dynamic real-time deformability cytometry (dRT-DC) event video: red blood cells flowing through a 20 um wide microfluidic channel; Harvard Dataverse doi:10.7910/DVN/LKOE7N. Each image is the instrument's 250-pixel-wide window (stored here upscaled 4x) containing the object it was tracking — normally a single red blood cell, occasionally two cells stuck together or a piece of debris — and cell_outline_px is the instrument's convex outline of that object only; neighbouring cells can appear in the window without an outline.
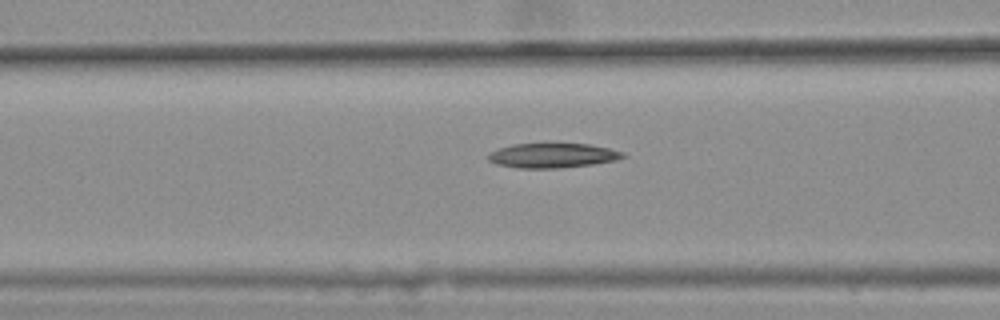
{"species": "common noctule bat (a hibernating species)", "species_latin": "Nyctalus noctula", "temperature_condition": "warm", "stored_images_in_passage": 27, "camera_frame_rate_fps": 3000, "um_per_image_px": 0.085, "animal": {"sex": "female", "body_mass_g": 25.1}, "frame": {"image": 1, "passage_image": 5, "time_ms": 1.333, "image_size_px": [1000, 320], "cell_outline_px": [[624, 156], [616, 160], [592, 164], [556, 168], [516, 168], [496, 164], [488, 160], [488, 156], [492, 152], [500, 148], [512, 144], [592, 144], [624, 152]], "centroid_in_image_um": [46.96, 13.22], "position_along_channel_um": 119.6, "area_um2": 19.07}}
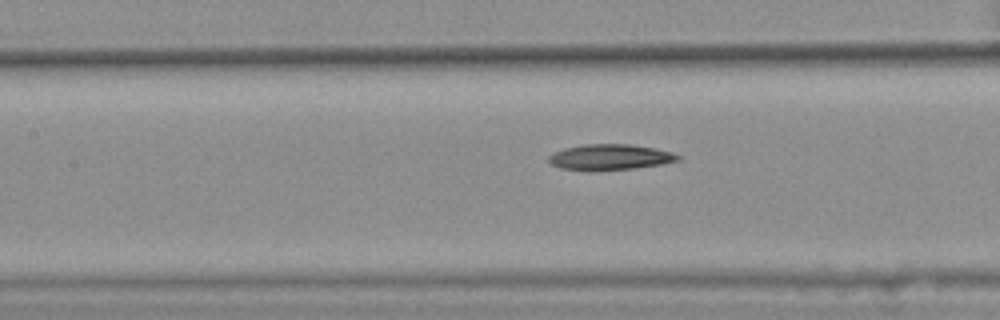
{"frame": {"image": 2, "passage_image": 8, "time_ms": 2.333, "image_size_px": [1000, 320], "cell_outline_px": [[680, 160], [660, 164], [632, 168], [596, 172], [588, 172], [560, 168], [552, 164], [548, 160], [548, 156], [564, 148], [584, 144], [632, 144], [656, 148], [672, 152], [680, 156]], "centroid_in_image_um": [51.82, 13.37], "position_along_channel_um": 155.6, "area_um2": 19.65}}
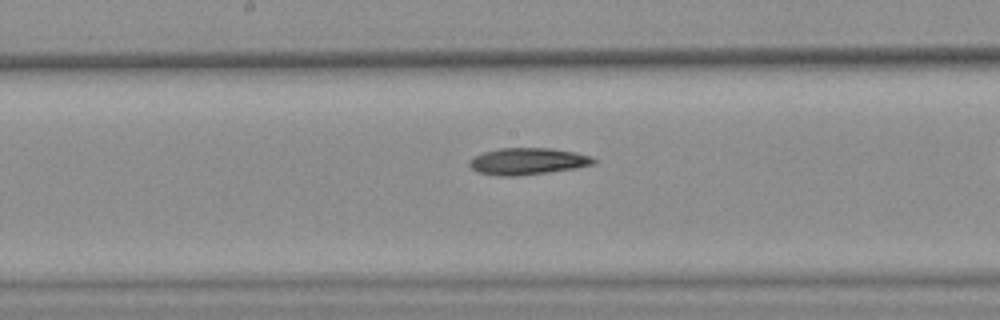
{"frame": {"image": 3, "passage_image": 12, "time_ms": 3.667, "image_size_px": [1000, 320], "cell_outline_px": [[596, 164], [576, 168], [548, 172], [516, 176], [496, 176], [476, 172], [468, 164], [476, 156], [484, 152], [500, 148], [552, 148], [576, 152], [592, 156], [596, 160]], "centroid_in_image_um": [44.89, 13.71], "position_along_channel_um": 203.3, "area_um2": 19.42}}